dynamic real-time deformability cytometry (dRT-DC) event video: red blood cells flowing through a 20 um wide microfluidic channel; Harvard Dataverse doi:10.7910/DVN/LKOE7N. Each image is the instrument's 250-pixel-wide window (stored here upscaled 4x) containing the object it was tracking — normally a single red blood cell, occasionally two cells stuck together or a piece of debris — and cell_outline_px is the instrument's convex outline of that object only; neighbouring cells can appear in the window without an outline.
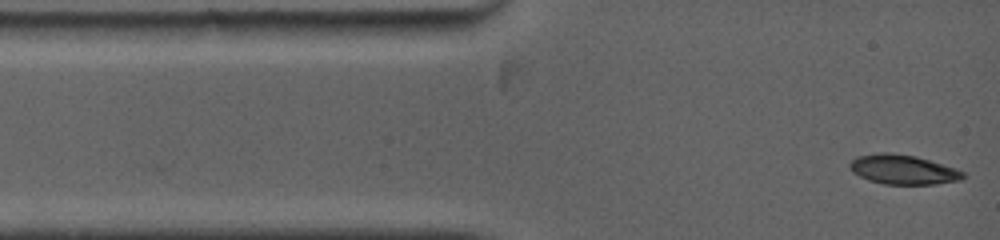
{"species": "common noctule bat (a hibernating species)", "species_latin": "Nyctalus noctula", "temperature_condition": "warm", "stored_images_in_passage": 8, "camera_frame_rate_fps": 5000, "um_per_image_px": 0.085, "animal": {"sex": "female", "body_mass_g": 19.0, "forearm_length_mm": 53.3}, "frame": {"image": 1, "passage_image": 1, "time_ms": 0.0, "image_size_px": [1000, 240], "cell_outline_px": [[964, 176], [960, 180], [936, 184], [884, 184], [868, 180], [852, 172], [848, 168], [848, 164], [852, 160], [860, 156], [880, 152], [888, 152], [916, 156], [956, 168], [964, 172]], "centroid_in_image_um": [76.74, 14.41], "position_along_channel_um": 8.3, "area_um2": 19.48}}
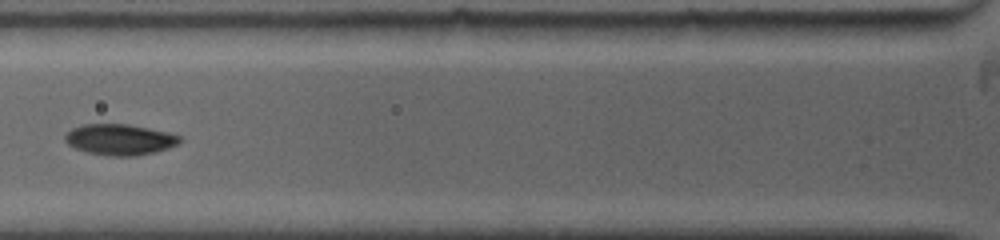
{"frame": {"image": 2, "passage_image": 5, "time_ms": 3.8, "image_size_px": [1000, 240], "cell_outline_px": [[180, 144], [156, 152], [136, 156], [112, 156], [88, 152], [76, 148], [68, 144], [64, 140], [64, 136], [72, 128], [84, 124], [128, 124], [168, 132], [180, 136]], "centroid_in_image_um": [10.19, 11.86], "position_along_channel_um": 115.6, "area_um2": 20.63}}
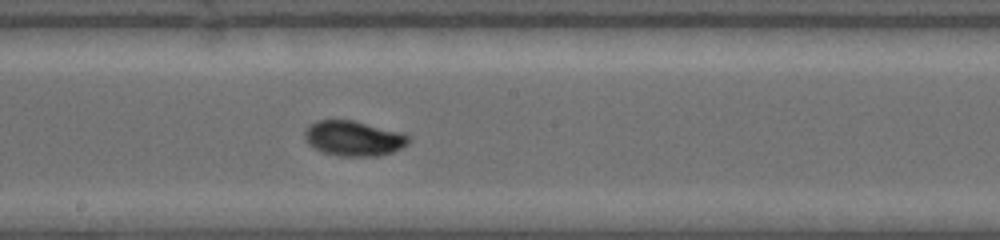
{"frame": {"image": 3, "passage_image": 8, "time_ms": 6.4, "image_size_px": [1000, 240], "cell_outline_px": [[412, 140], [408, 144], [392, 152], [380, 156], [340, 156], [324, 152], [308, 144], [304, 140], [304, 132], [316, 120], [352, 120], [404, 132]], "centroid_in_image_um": [30.1, 11.76], "position_along_channel_um": 218.1, "area_um2": 21.33}}